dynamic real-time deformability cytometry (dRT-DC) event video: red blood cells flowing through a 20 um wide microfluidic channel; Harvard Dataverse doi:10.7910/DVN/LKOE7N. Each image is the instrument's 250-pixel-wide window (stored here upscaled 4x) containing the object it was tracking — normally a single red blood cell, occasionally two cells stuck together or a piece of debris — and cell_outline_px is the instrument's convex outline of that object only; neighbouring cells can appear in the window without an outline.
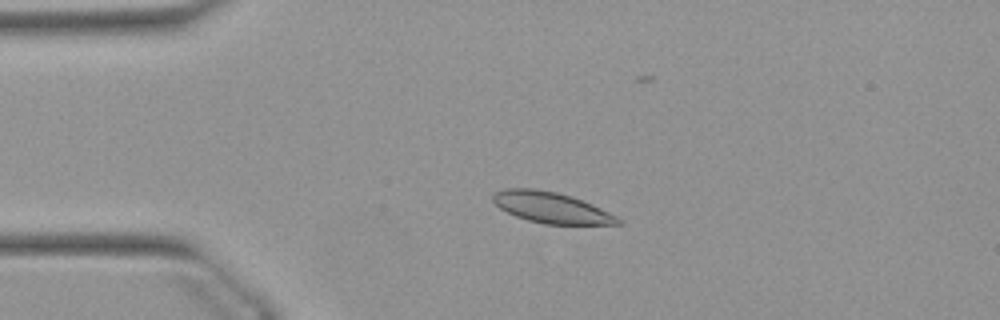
{"species": "Egyptian fruit bat (a non-hibernating species)", "species_latin": "Rousettus aegyptiacus", "temperature_condition": "warm", "stored_images_in_passage": 54, "camera_frame_rate_fps": 3000, "um_per_image_px": 0.085, "animal": {"sex": "female"}, "frame": {"image": 1, "passage_image": 12, "time_ms": 3.667, "image_size_px": [1000, 320], "cell_outline_px": [[624, 224], [544, 224], [528, 220], [516, 216], [500, 208], [492, 200], [492, 196], [496, 192], [504, 188], [532, 188], [556, 192], [592, 204], [624, 220]], "centroid_in_image_um": [46.86, 17.65], "position_along_channel_um": 38.1, "area_um2": 22.25}}
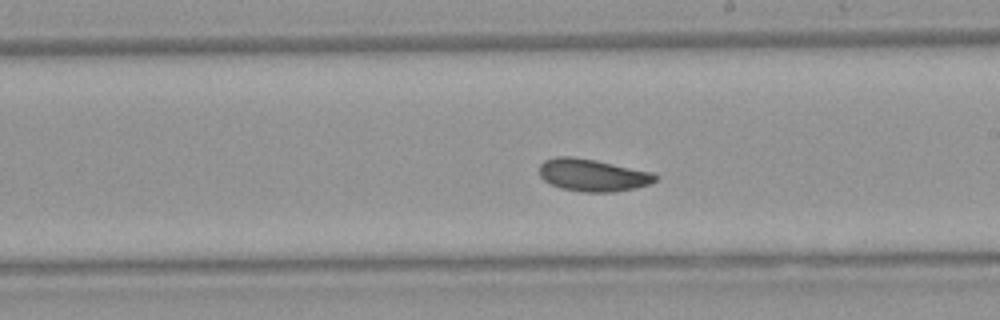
{"frame": {"image": 2, "passage_image": 30, "time_ms": 9.667, "image_size_px": [1000, 320], "cell_outline_px": [[660, 176], [656, 180], [648, 184], [636, 188], [612, 192], [584, 192], [560, 188], [544, 180], [540, 176], [540, 164], [544, 160], [556, 156], [572, 156], [596, 160], [652, 172]], "centroid_in_image_um": [50.38, 14.88], "position_along_channel_um": 238.6, "area_um2": 21.91}}
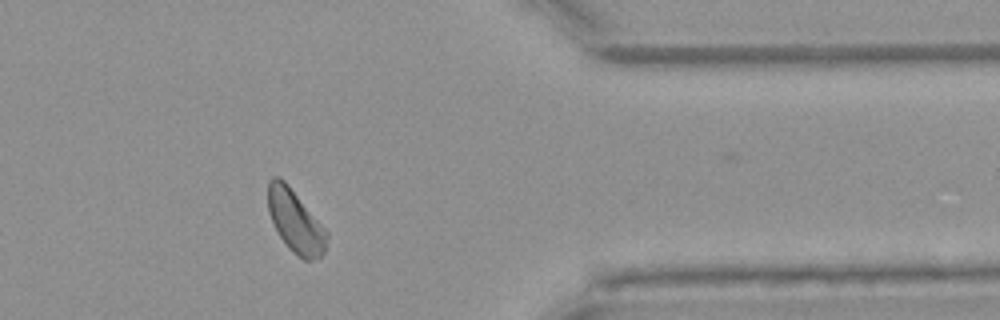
{"frame": {"image": 3, "passage_image": 43, "time_ms": 14.0, "image_size_px": [1000, 320], "cell_outline_px": [[328, 236], [324, 252], [320, 256], [312, 260], [304, 260], [292, 252], [288, 248], [280, 236], [268, 212], [268, 180], [272, 176], [280, 176], [288, 184], [328, 232]], "centroid_in_image_um": [25.1, 18.79], "position_along_channel_um": 386.3, "area_um2": 21.33}, "authors_computed_cell_mechanics": {"area_um2": 21.9062, "velocity_mm_per_s": 3.863, "shape_relaxation_time_tau1_ms": 2.3581, "shape_relaxation_time_tau2_ms": null, "deformation_change_tau1": 0.0776, "deformation_change_tau2": null}}